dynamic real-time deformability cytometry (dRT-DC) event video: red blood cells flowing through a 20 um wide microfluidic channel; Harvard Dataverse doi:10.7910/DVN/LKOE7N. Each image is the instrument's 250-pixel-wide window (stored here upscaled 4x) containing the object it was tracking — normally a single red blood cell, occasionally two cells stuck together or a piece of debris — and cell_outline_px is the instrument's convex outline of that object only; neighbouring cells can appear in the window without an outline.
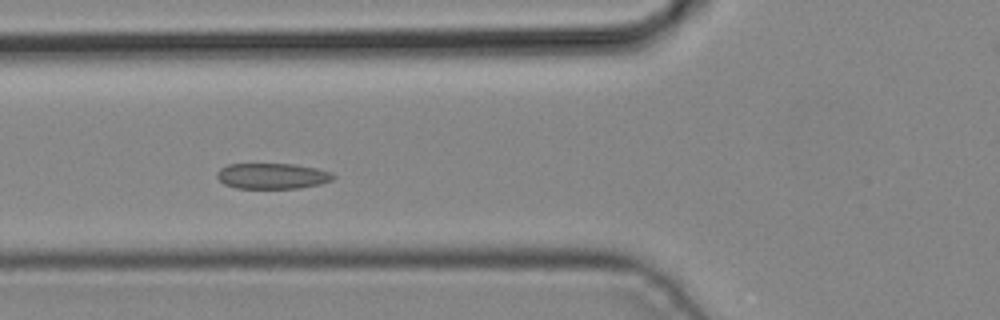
{"species": "common noctule bat (a hibernating species)", "species_latin": "Nyctalus noctula", "temperature_condition": "cold", "stored_images_in_passage": 5, "camera_frame_rate_fps": 3000, "um_per_image_px": 0.085, "animal": {"sex": "male", "body_mass_g": 19.2, "forearm_length_mm": 51.8}, "frame": {"image": 1, "passage_image": 5, "time_ms": 1.333, "image_size_px": [1000, 320], "cell_outline_px": [[336, 176], [332, 180], [320, 184], [300, 188], [236, 188], [224, 184], [216, 176], [216, 172], [220, 168], [228, 164], [296, 164], [316, 168], [332, 172]], "centroid_in_image_um": [23.15, 14.95], "position_along_channel_um": 102.6, "area_um2": 17.51}}